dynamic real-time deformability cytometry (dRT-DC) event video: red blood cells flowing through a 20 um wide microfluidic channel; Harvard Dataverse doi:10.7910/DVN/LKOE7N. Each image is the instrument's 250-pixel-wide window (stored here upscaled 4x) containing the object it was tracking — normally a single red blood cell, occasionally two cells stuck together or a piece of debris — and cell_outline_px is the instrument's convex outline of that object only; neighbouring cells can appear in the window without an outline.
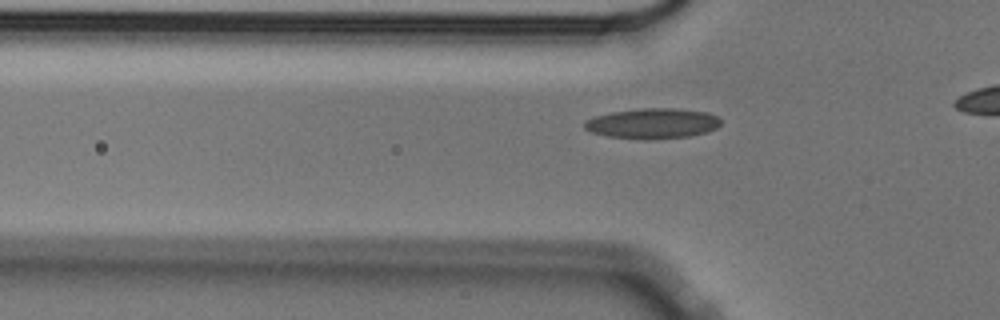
{"species": "Egyptian fruit bat (a non-hibernating species)", "species_latin": "Rousettus aegyptiacus", "temperature_condition": "cold", "stored_images_in_passage": 37, "camera_frame_rate_fps": 3000, "um_per_image_px": 0.085, "animal": {"sex": "male"}, "frame": {"image": 1, "passage_image": 13, "time_ms": 4.0, "image_size_px": [1000, 320], "cell_outline_px": [[720, 124], [716, 128], [708, 132], [688, 136], [648, 140], [644, 140], [608, 136], [592, 132], [584, 128], [584, 120], [596, 116], [612, 112], [640, 108], [676, 108], [708, 112], [716, 116], [720, 120]], "centroid_in_image_um": [55.47, 10.49], "position_along_channel_um": 70.3, "area_um2": 24.16}}
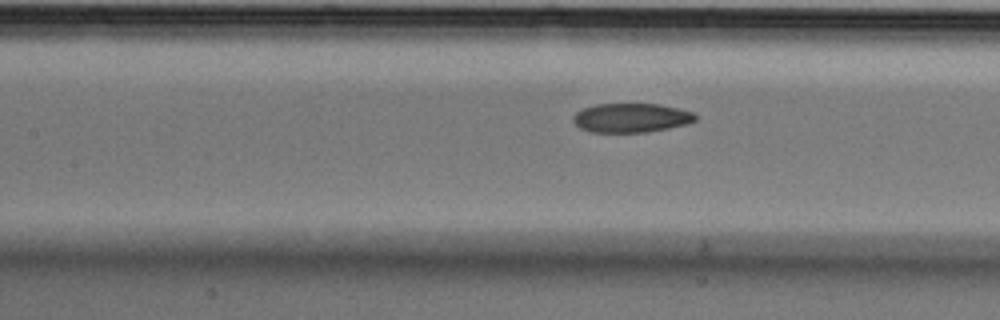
{"frame": {"image": 2, "passage_image": 20, "time_ms": 6.333, "image_size_px": [1000, 320], "cell_outline_px": [[696, 120], [688, 124], [668, 128], [644, 132], [588, 132], [580, 128], [572, 120], [572, 116], [576, 112], [584, 108], [596, 104], [660, 104], [692, 112], [696, 116]], "centroid_in_image_um": [53.62, 10.02], "position_along_channel_um": 153.8, "area_um2": 20.69}}
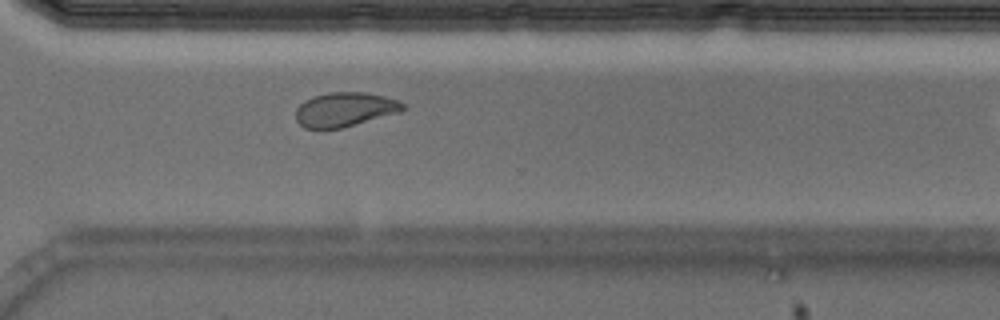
{"frame": {"image": 3, "passage_image": 36, "time_ms": 11.667, "image_size_px": [1000, 320], "cell_outline_px": [[404, 112], [340, 128], [304, 128], [296, 120], [296, 108], [304, 100], [312, 96], [328, 92], [364, 92], [384, 96], [396, 100], [404, 104]], "centroid_in_image_um": [29.32, 9.3], "position_along_channel_um": 341.3, "area_um2": 21.5}}